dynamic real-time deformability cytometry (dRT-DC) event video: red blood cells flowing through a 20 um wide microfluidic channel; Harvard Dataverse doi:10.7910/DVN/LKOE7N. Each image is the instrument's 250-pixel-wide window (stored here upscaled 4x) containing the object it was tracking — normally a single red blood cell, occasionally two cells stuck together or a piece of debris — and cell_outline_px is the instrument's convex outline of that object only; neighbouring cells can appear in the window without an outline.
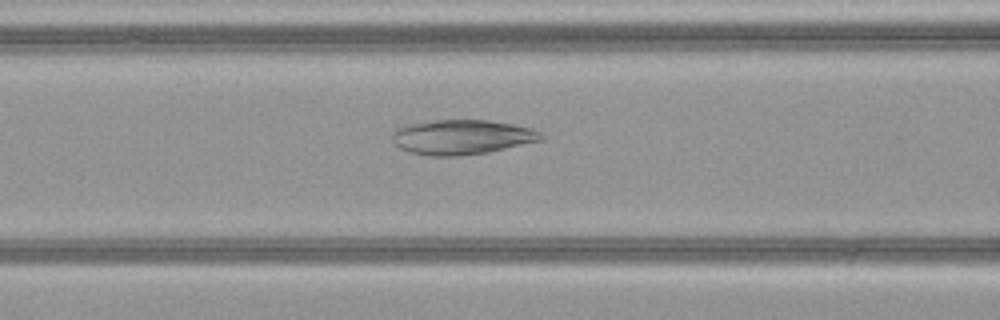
{"species": "common noctule bat (a hibernating species)", "species_latin": "Nyctalus noctula", "temperature_condition": "warm", "stored_images_in_passage": 41, "camera_frame_rate_fps": 3000, "um_per_image_px": 0.085, "animal": {"sex": "female", "body_mass_g": 21.9}, "frame": {"image": 1, "passage_image": 12, "time_ms": 3.667, "image_size_px": [1000, 320], "cell_outline_px": [[544, 140], [488, 152], [456, 156], [432, 156], [408, 152], [400, 148], [392, 140], [392, 132], [396, 128], [404, 124], [436, 120], [488, 120], [512, 124], [532, 128], [540, 132], [544, 136]], "centroid_in_image_um": [39.25, 11.65], "position_along_channel_um": 127.4, "area_um2": 30.35}}
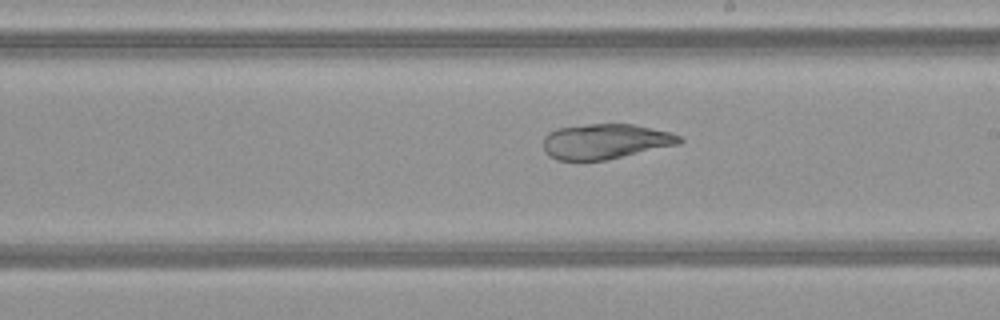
{"frame": {"image": 2, "passage_image": 20, "time_ms": 6.333, "image_size_px": [1000, 320], "cell_outline_px": [[684, 140], [680, 144], [604, 160], [556, 160], [548, 156], [544, 152], [544, 136], [548, 132], [556, 128], [588, 124], [632, 124], [672, 132], [680, 136]], "centroid_in_image_um": [51.44, 12.01], "position_along_channel_um": 237.6, "area_um2": 27.98}}
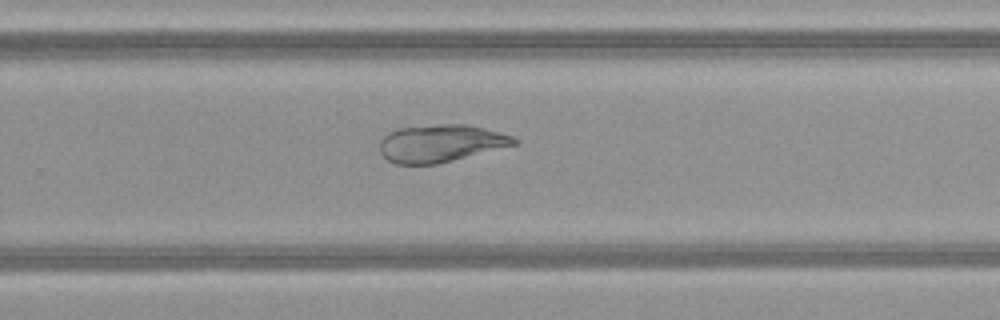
{"frame": {"image": 3, "passage_image": 24, "time_ms": 7.667, "image_size_px": [1000, 320], "cell_outline_px": [[520, 140], [516, 144], [436, 164], [396, 164], [388, 160], [380, 152], [380, 140], [388, 132], [396, 128], [440, 124], [468, 124], [484, 128], [512, 136]], "centroid_in_image_um": [37.42, 12.17], "position_along_channel_um": 292.4, "area_um2": 29.13}}